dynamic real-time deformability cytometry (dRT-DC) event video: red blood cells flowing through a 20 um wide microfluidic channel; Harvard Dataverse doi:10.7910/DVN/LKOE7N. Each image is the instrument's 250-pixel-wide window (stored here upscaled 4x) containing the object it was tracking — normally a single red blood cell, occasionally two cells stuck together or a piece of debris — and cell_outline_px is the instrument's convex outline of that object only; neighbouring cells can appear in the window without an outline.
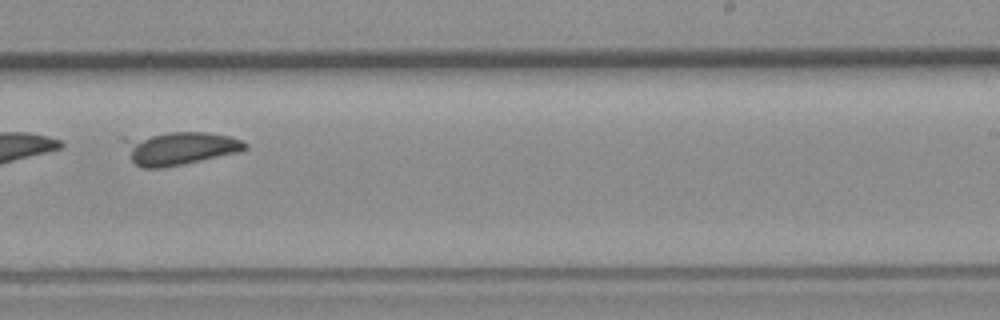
{"species": "common noctule bat (a hibernating species)", "species_latin": "Nyctalus noctula", "temperature_condition": "room temperature", "stored_images_in_passage": 10, "camera_frame_rate_fps": 3000, "um_per_image_px": 0.085, "animal": {"sex": "female", "body_mass_g": 19.3, "forearm_length_mm": 54.1}, "frame": {"image": 1, "passage_image": 9, "time_ms": 9.333, "image_size_px": [1000, 320], "cell_outline_px": [[248, 148], [240, 152], [184, 164], [160, 168], [144, 168], [136, 164], [132, 160], [120, 140], [120, 136], [168, 132], [208, 132], [228, 136], [240, 140], [248, 144]], "centroid_in_image_um": [15.18, 12.57], "position_along_channel_um": 273.8, "area_um2": 23.93}}
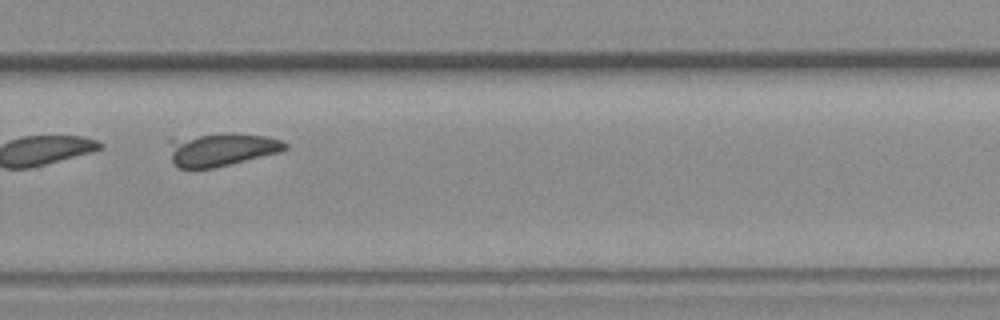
{"frame": {"image": 2, "passage_image": 10, "time_ms": 10.333, "image_size_px": [1000, 320], "cell_outline_px": [[288, 148], [280, 152], [212, 168], [176, 168], [172, 160], [168, 140], [228, 132], [264, 136], [280, 140], [288, 144]], "centroid_in_image_um": [18.83, 12.7], "position_along_channel_um": 311.0, "area_um2": 22.08}}